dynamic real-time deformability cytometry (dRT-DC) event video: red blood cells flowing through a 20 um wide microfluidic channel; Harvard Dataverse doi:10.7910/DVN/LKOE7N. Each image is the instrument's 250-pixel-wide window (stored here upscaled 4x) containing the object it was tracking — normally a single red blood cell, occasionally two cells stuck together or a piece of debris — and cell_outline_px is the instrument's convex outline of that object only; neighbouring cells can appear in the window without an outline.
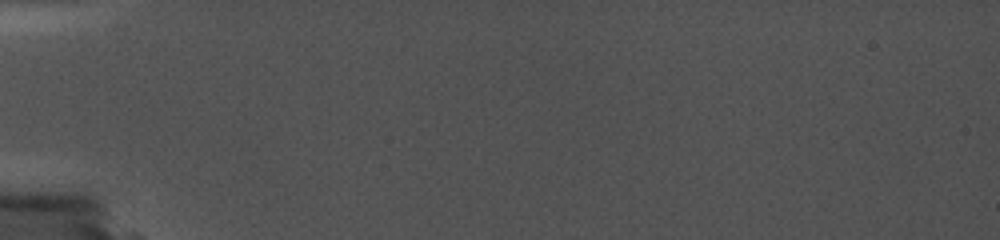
{"species": "common noctule bat (a hibernating species)", "species_latin": "Nyctalus noctula", "temperature_condition": "cold", "stored_images_in_passage": 2, "camera_frame_rate_fps": 5000, "um_per_image_px": 0.085, "animal": {"sex": "female", "body_mass_g": 19.0, "forearm_length_mm": 56.7}, "frame": {"image": 1, "passage_image": 1, "time_ms": 0.0, "image_size_px": [1000, 240], "cell_outline_px": [[684, 132], [680, 136], [648, 140], [548, 136], [532, 132], [532, 128], [660, 128]], "centroid_in_image_um": [51.86, 11.31], "position_along_channel_um": 33.1, "area_um2": 10.06}}